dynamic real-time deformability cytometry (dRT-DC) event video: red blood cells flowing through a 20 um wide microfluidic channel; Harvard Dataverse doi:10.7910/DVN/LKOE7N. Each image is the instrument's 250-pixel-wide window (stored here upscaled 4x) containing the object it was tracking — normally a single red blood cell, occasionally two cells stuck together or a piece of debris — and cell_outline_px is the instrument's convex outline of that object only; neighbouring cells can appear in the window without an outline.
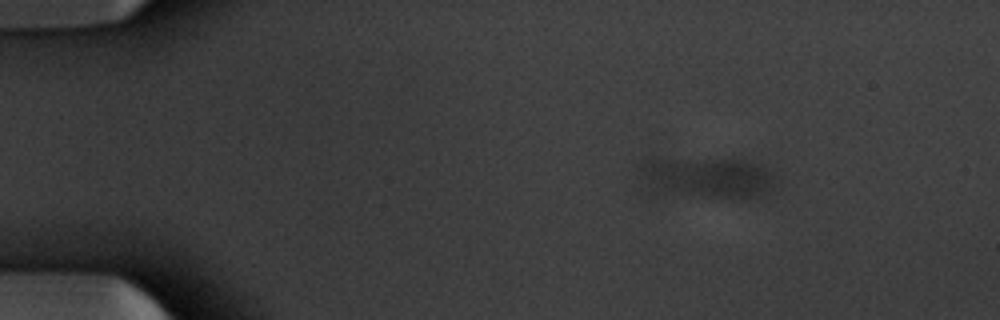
{"species": "common noctule bat (a hibernating species)", "species_latin": "Nyctalus noctula", "temperature_condition": "warm", "stored_images_in_passage": 53, "camera_frame_rate_fps": 3000, "um_per_image_px": 0.085, "animal": {"sex": "male", "body_mass_g": 20.1, "forearm_length_mm": 53.5}, "frame": {"image": 1, "passage_image": 8, "time_ms": 2.333, "image_size_px": [1000, 320], "cell_outline_px": [[780, 180], [764, 196], [712, 196], [648, 192], [640, 168], [640, 164], [644, 160], [652, 156], [744, 160], [760, 164]], "centroid_in_image_um": [60.05, 15.03], "position_along_channel_um": 25.0, "area_um2": 33.06}}
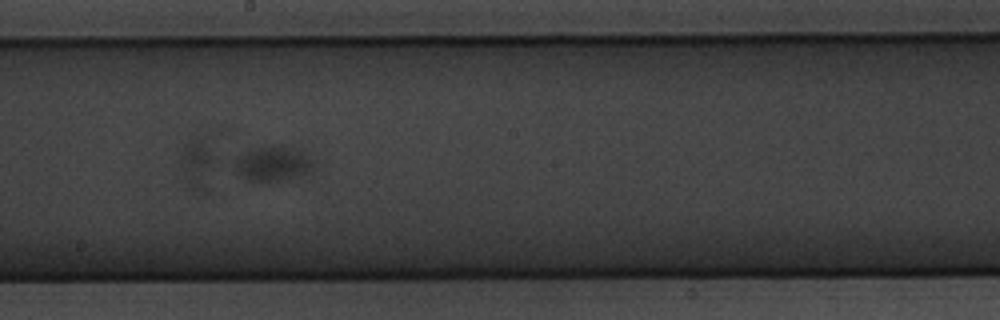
{"frame": {"image": 2, "passage_image": 30, "time_ms": 9.667, "image_size_px": [1000, 320], "cell_outline_px": [[316, 164], [308, 172], [280, 180], [248, 180], [236, 176], [228, 160], [240, 152], [248, 148], [260, 144], [288, 144], [300, 148], [316, 156]], "centroid_in_image_um": [23.12, 13.79], "position_along_channel_um": 225.1, "area_um2": 17.86}}
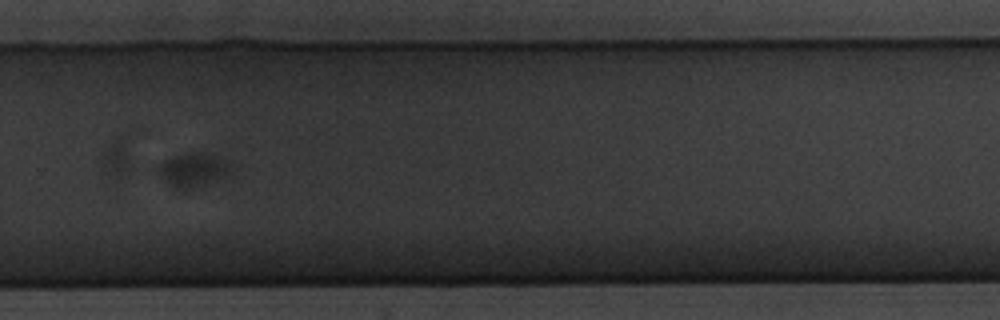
{"frame": {"image": 3, "passage_image": 37, "time_ms": 12.0, "image_size_px": [1000, 320], "cell_outline_px": [[232, 168], [224, 176], [184, 188], [176, 188], [160, 172], [160, 164], [164, 160], [176, 156], [212, 156], [224, 160], [232, 164]], "centroid_in_image_um": [16.44, 14.44], "position_along_channel_um": 313.4, "area_um2": 12.2}}